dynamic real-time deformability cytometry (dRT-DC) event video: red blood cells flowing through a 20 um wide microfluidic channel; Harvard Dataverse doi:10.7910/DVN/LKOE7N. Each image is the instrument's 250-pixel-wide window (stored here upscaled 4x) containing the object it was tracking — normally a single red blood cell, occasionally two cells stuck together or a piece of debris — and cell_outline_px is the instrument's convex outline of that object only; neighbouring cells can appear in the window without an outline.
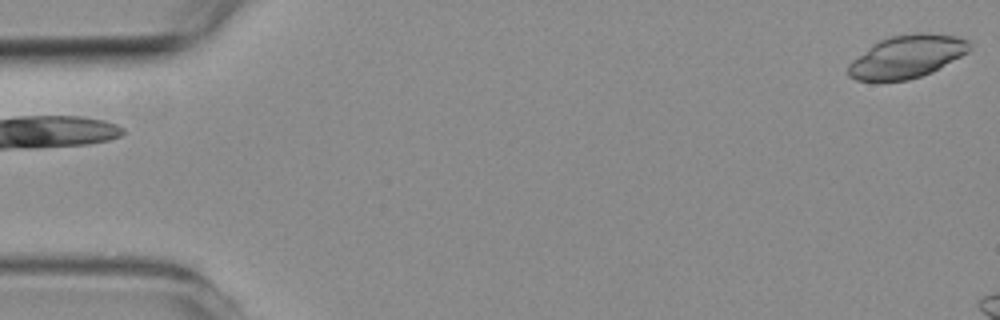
{"species": "common noctule bat (a hibernating species)", "species_latin": "Nyctalus noctula", "temperature_condition": "room temperature", "stored_images_in_passage": 3, "camera_frame_rate_fps": 3000, "um_per_image_px": 0.085, "animal": {"sex": "female", "body_mass_g": 19.3, "forearm_length_mm": 54.1}, "frame": {"image": 1, "passage_image": 3, "time_ms": 2.333, "image_size_px": [1000, 320], "cell_outline_px": [[972, 44], [968, 52], [932, 72], [908, 80], [856, 80], [848, 76], [848, 64], [852, 60], [872, 44], [880, 40], [892, 36], [920, 32], [924, 32], [960, 36], [972, 40]], "centroid_in_image_um": [77.13, 4.79], "position_along_channel_um": 7.9, "area_um2": 30.29}}